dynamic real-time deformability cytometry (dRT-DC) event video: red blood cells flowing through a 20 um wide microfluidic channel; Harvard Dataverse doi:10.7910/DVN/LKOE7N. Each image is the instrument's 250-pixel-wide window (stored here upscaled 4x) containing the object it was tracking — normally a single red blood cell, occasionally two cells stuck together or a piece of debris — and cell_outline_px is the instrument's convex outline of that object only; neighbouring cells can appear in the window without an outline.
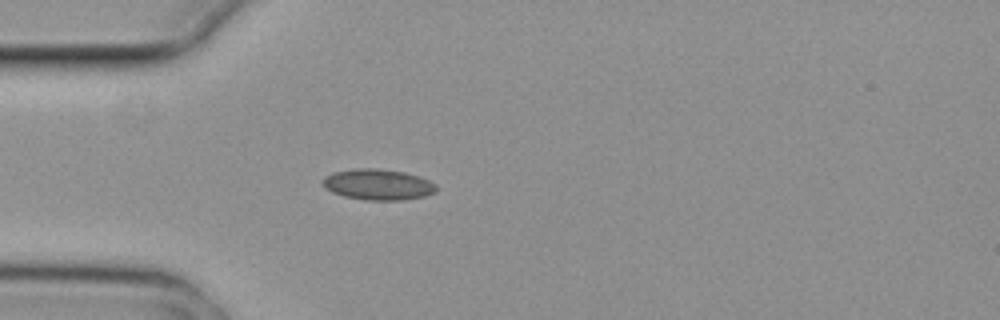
{"species": "common noctule bat (a hibernating species)", "species_latin": "Nyctalus noctula", "temperature_condition": "cold", "stored_images_in_passage": 5, "camera_frame_rate_fps": 3000, "um_per_image_px": 0.085, "animal": {"sex": "female", "body_mass_g": 29.2, "forearm_length_mm": 56.3}, "frame": {"image": 1, "passage_image": 5, "time_ms": 1.333, "image_size_px": [1000, 320], "cell_outline_px": [[436, 192], [424, 196], [404, 200], [364, 200], [344, 196], [332, 192], [320, 184], [320, 180], [324, 176], [332, 172], [356, 168], [376, 168], [404, 172], [428, 180], [436, 184]], "centroid_in_image_um": [32.07, 15.68], "position_along_channel_um": 52.9, "area_um2": 20.58}}